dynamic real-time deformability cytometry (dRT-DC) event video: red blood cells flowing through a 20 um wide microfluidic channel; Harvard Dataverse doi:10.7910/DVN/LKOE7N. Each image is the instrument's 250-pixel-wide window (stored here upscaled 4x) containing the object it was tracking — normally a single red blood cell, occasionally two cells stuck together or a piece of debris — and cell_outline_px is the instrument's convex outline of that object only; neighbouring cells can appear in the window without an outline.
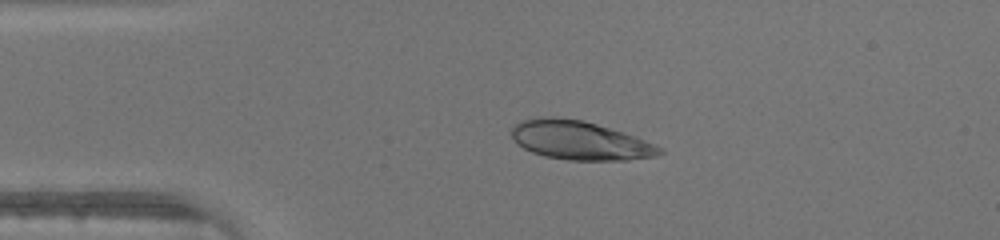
{"species": "human", "species_latin": "Homo sapiens", "temperature_condition": "warm", "stored_images_in_passage": 14, "camera_frame_rate_fps": 3000, "um_per_image_px": 0.085, "donor": {"sex": "male"}, "frame": {"image": 1, "passage_image": 1, "time_ms": 0.0, "image_size_px": [1000, 240], "cell_outline_px": [[664, 152], [656, 156], [628, 160], [568, 160], [544, 156], [532, 152], [524, 148], [508, 132], [512, 124], [520, 120], [540, 116], [552, 116], [584, 120], [624, 132], [664, 148]], "centroid_in_image_um": [49.25, 11.91], "position_along_channel_um": 35.7, "area_um2": 33.81}}
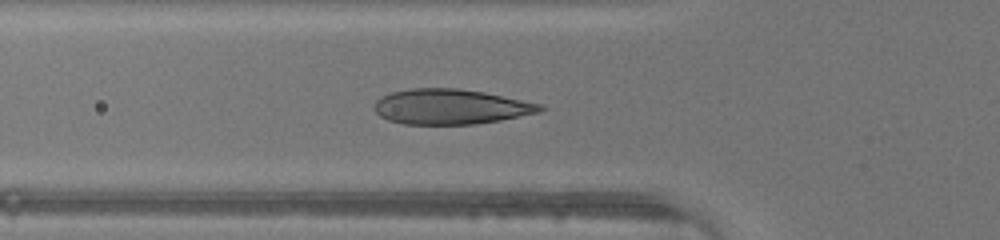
{"frame": {"image": 2, "passage_image": 7, "time_ms": 2.0, "image_size_px": [1000, 240], "cell_outline_px": [[548, 108], [540, 112], [500, 120], [476, 124], [404, 124], [388, 120], [380, 116], [372, 108], [376, 100], [380, 96], [392, 92], [412, 88], [456, 88], [484, 92], [544, 104]], "centroid_in_image_um": [38.32, 9.07], "position_along_channel_um": 87.5, "area_um2": 34.22}}
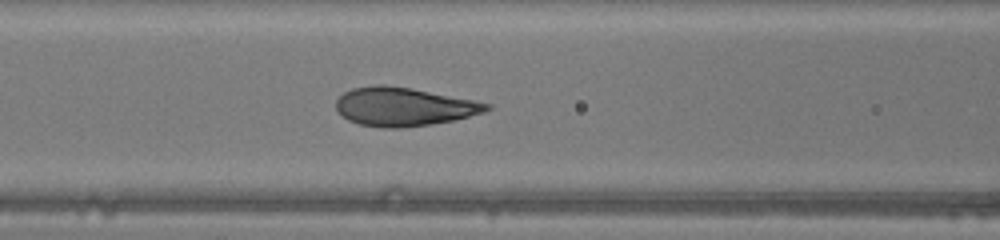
{"frame": {"image": 3, "passage_image": 10, "time_ms": 3.0, "image_size_px": [1000, 240], "cell_outline_px": [[492, 108], [484, 112], [452, 120], [432, 124], [400, 128], [380, 128], [360, 124], [348, 120], [336, 108], [336, 100], [344, 92], [352, 88], [376, 84], [384, 84], [408, 88], [472, 100], [492, 104]], "centroid_in_image_um": [34.29, 9.07], "position_along_channel_um": 132.3, "area_um2": 33.47}}